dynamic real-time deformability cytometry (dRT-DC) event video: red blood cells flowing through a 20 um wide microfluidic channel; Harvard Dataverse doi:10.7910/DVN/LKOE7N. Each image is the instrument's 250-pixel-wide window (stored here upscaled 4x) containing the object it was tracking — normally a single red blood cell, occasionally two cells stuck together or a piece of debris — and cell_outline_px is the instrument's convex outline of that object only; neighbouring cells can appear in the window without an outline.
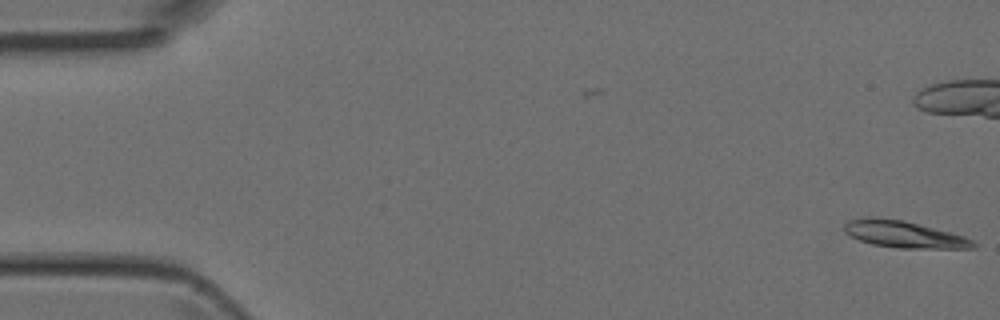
{"species": "Egyptian fruit bat (a non-hibernating species)", "species_latin": "Rousettus aegyptiacus", "temperature_condition": "room temperature", "stored_images_in_passage": 5, "camera_frame_rate_fps": 3000, "um_per_image_px": 0.085, "animal": {"sex": "female"}, "frame": {"image": 1, "passage_image": 1, "time_ms": 0.0, "image_size_px": [1000, 320], "cell_outline_px": [[976, 248], [896, 248], [872, 244], [860, 240], [844, 232], [844, 224], [852, 220], [872, 216], [904, 220], [952, 232], [964, 236], [972, 240], [976, 244]], "centroid_in_image_um": [76.86, 19.91], "position_along_channel_um": 8.1, "area_um2": 20.11}}